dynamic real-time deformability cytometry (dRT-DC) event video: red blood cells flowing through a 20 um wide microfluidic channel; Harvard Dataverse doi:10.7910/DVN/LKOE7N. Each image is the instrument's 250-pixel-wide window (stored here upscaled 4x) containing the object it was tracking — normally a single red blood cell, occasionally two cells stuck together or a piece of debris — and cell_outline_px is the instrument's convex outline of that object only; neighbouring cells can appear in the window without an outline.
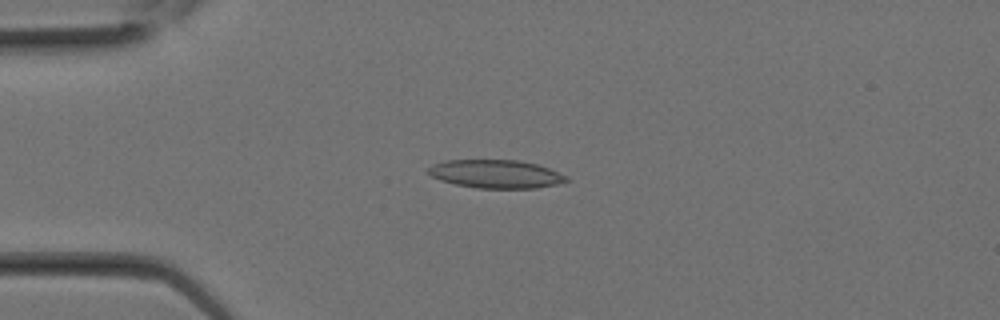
{"species": "Egyptian fruit bat (a non-hibernating species)", "species_latin": "Rousettus aegyptiacus", "temperature_condition": "room temperature", "stored_images_in_passage": 10, "camera_frame_rate_fps": 3000, "um_per_image_px": 0.085, "animal": {"sex": "female"}, "frame": {"image": 1, "passage_image": 7, "time_ms": 2.0, "image_size_px": [1000, 320], "cell_outline_px": [[568, 180], [556, 184], [536, 188], [476, 188], [456, 184], [440, 180], [432, 176], [428, 172], [428, 168], [432, 164], [444, 160], [520, 160], [536, 164], [548, 168], [568, 176]], "centroid_in_image_um": [42.13, 14.78], "position_along_channel_um": 42.9, "area_um2": 22.72}}
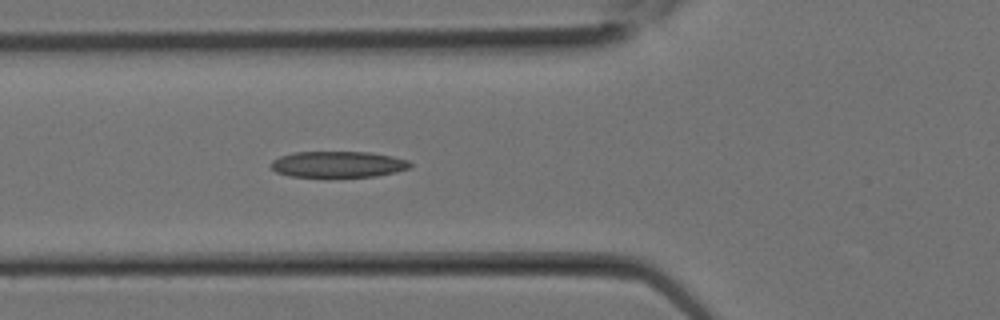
{"frame": {"image": 2, "passage_image": 10, "time_ms": 3.0, "image_size_px": [1000, 320], "cell_outline_px": [[412, 168], [396, 172], [376, 176], [328, 180], [288, 176], [276, 172], [272, 168], [272, 160], [280, 156], [292, 152], [372, 152], [392, 156], [408, 160], [412, 164]], "centroid_in_image_um": [28.73, 14.02], "position_along_channel_um": 97.1, "area_um2": 22.43}}